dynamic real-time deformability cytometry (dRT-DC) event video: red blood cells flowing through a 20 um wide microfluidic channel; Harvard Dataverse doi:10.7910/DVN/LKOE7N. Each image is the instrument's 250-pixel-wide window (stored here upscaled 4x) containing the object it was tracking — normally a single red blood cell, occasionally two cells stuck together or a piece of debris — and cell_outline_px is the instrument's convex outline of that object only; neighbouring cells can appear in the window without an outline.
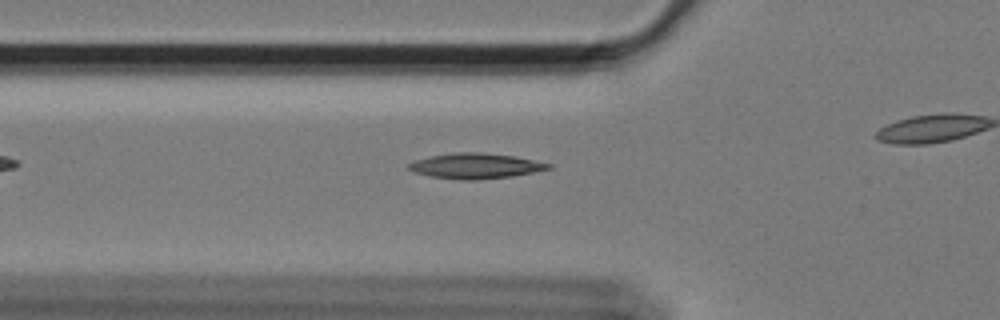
{"species": "Egyptian fruit bat (a non-hibernating species)", "species_latin": "Rousettus aegyptiacus", "temperature_condition": "cold", "stored_images_in_passage": 29, "camera_frame_rate_fps": 3000, "um_per_image_px": 0.085, "animal": {"sex": "female"}, "frame": {"image": 1, "passage_image": 2, "time_ms": 0.333, "image_size_px": [1000, 320], "cell_outline_px": [[552, 168], [512, 176], [480, 180], [460, 180], [432, 176], [416, 172], [408, 168], [408, 164], [416, 160], [432, 156], [456, 152], [480, 152], [512, 156], [552, 164]], "centroid_in_image_um": [40.43, 14.11], "position_along_channel_um": 85.4, "area_um2": 20.29}}
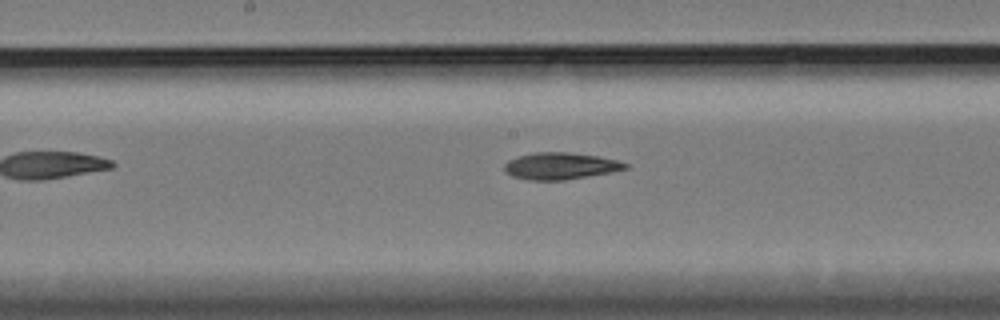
{"frame": {"image": 2, "passage_image": 12, "time_ms": 3.667, "image_size_px": [1000, 320], "cell_outline_px": [[628, 168], [608, 172], [564, 180], [528, 180], [512, 176], [504, 168], [504, 164], [508, 160], [520, 156], [536, 152], [568, 152], [596, 156], [616, 160], [628, 164]], "centroid_in_image_um": [47.6, 14.1], "position_along_channel_um": 200.6, "area_um2": 18.5}}
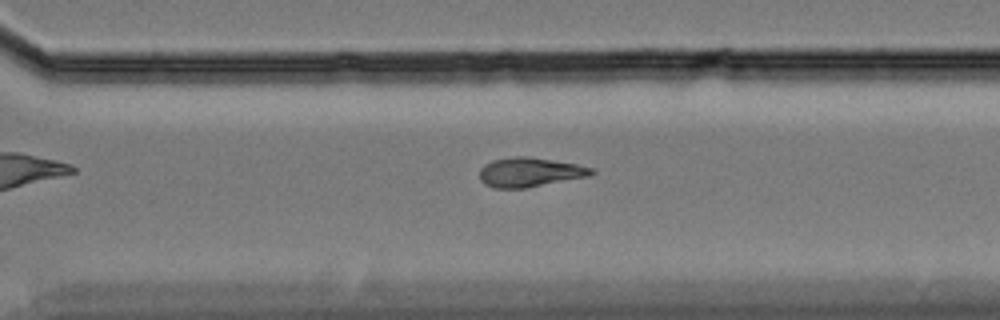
{"frame": {"image": 3, "passage_image": 23, "time_ms": 7.333, "image_size_px": [1000, 320], "cell_outline_px": [[596, 172], [588, 176], [524, 188], [492, 188], [484, 184], [480, 180], [480, 168], [484, 164], [492, 160], [512, 156], [524, 156], [552, 160], [576, 164], [592, 168]], "centroid_in_image_um": [44.97, 14.63], "position_along_channel_um": 325.6, "area_um2": 19.02}}